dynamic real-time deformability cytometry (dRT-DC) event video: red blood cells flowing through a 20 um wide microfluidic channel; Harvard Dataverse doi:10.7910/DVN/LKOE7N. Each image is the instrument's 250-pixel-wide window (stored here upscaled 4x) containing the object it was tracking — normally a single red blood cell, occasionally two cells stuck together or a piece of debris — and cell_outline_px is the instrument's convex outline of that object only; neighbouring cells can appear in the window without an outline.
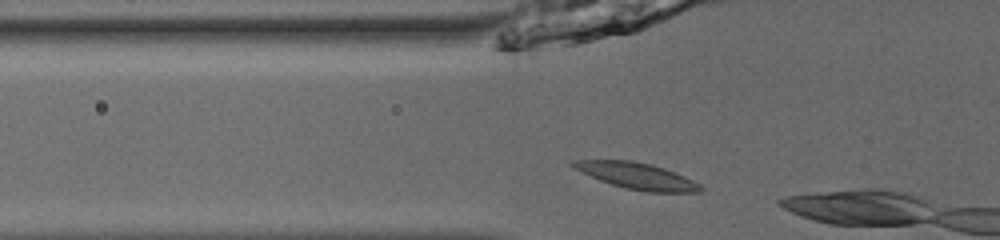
{"species": "common noctule bat (a hibernating species)", "species_latin": "Nyctalus noctula", "temperature_condition": "room temperature", "stored_images_in_passage": 4, "camera_frame_rate_fps": 3000, "um_per_image_px": 0.085, "animal": {"sex": "male", "body_mass_g": 13.0, "forearm_length_mm": 53.1}, "frame": {"image": 1, "passage_image": 2, "time_ms": 0.333, "image_size_px": [1000, 240], "cell_outline_px": [[704, 188], [700, 192], [648, 192], [624, 188], [600, 180], [568, 164], [572, 160], [632, 160], [652, 164], [676, 172], [700, 184]], "centroid_in_image_um": [54.18, 14.95], "position_along_channel_um": 71.6, "area_um2": 19.42}}